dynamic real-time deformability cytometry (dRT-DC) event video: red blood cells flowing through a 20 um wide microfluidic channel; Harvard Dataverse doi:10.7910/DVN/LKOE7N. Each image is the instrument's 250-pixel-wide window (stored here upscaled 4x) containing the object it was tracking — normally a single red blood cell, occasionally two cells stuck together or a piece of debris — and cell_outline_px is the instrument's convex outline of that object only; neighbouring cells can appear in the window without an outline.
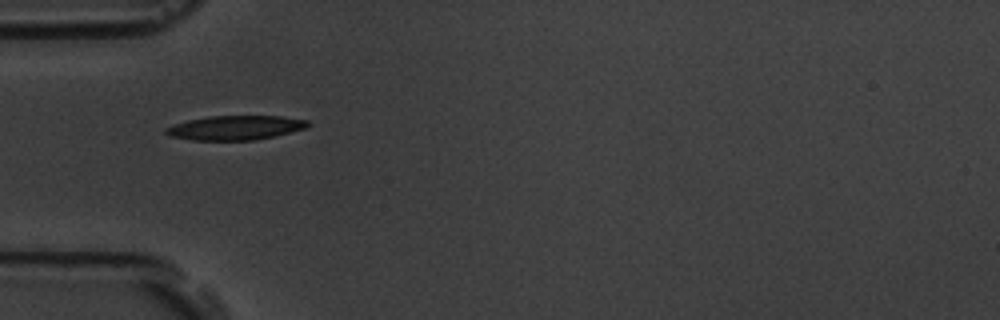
{"species": "common noctule bat (a hibernating species)", "species_latin": "Nyctalus noctula", "temperature_condition": "room temperature", "stored_images_in_passage": 6, "camera_frame_rate_fps": 3000, "um_per_image_px": 0.085, "animal": {"sex": "male", "body_mass_g": 19.5, "forearm_length_mm": 54.6}, "frame": {"image": 1, "passage_image": 5, "time_ms": 5.667, "image_size_px": [1000, 320], "cell_outline_px": [[312, 124], [308, 128], [272, 136], [252, 140], [192, 140], [168, 136], [164, 132], [164, 128], [172, 124], [188, 120], [208, 116], [280, 116], [308, 120]], "centroid_in_image_um": [19.98, 10.85], "position_along_channel_um": 65.0, "area_um2": 20.23}}
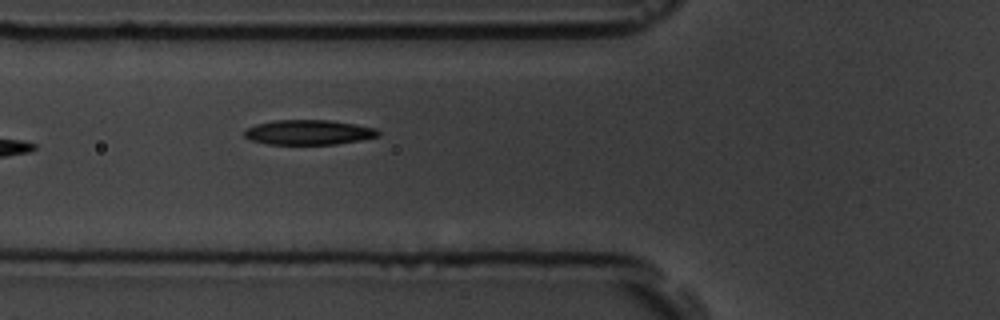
{"frame": {"image": 2, "passage_image": 6, "time_ms": 6.667, "image_size_px": [1000, 320], "cell_outline_px": [[380, 136], [360, 140], [336, 144], [268, 144], [248, 140], [244, 136], [244, 132], [248, 128], [256, 124], [272, 120], [328, 120], [356, 124], [376, 128], [380, 132]], "centroid_in_image_um": [26.23, 11.24], "position_along_channel_um": 99.6, "area_um2": 19.48}}